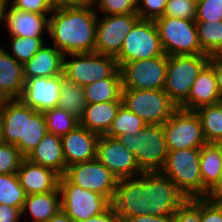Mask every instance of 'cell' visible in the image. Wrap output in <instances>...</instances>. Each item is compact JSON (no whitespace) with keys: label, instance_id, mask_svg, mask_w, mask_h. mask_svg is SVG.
Listing matches in <instances>:
<instances>
[{"label":"cell","instance_id":"1","mask_svg":"<svg viewBox=\"0 0 222 222\" xmlns=\"http://www.w3.org/2000/svg\"><path fill=\"white\" fill-rule=\"evenodd\" d=\"M97 18L92 4L54 8L49 16V39L64 55L94 52Z\"/></svg>","mask_w":222,"mask_h":222},{"label":"cell","instance_id":"2","mask_svg":"<svg viewBox=\"0 0 222 222\" xmlns=\"http://www.w3.org/2000/svg\"><path fill=\"white\" fill-rule=\"evenodd\" d=\"M1 142L15 145L26 156L47 132L43 112L27 106L20 98L4 99Z\"/></svg>","mask_w":222,"mask_h":222},{"label":"cell","instance_id":"3","mask_svg":"<svg viewBox=\"0 0 222 222\" xmlns=\"http://www.w3.org/2000/svg\"><path fill=\"white\" fill-rule=\"evenodd\" d=\"M200 148L168 150L160 172L169 178L187 197L204 198L208 189L200 175Z\"/></svg>","mask_w":222,"mask_h":222},{"label":"cell","instance_id":"4","mask_svg":"<svg viewBox=\"0 0 222 222\" xmlns=\"http://www.w3.org/2000/svg\"><path fill=\"white\" fill-rule=\"evenodd\" d=\"M135 156L139 168L143 172L160 171L168 154L162 125H146L134 134L117 137Z\"/></svg>","mask_w":222,"mask_h":222},{"label":"cell","instance_id":"5","mask_svg":"<svg viewBox=\"0 0 222 222\" xmlns=\"http://www.w3.org/2000/svg\"><path fill=\"white\" fill-rule=\"evenodd\" d=\"M154 22L165 55L205 54L198 40L197 25L194 20L161 16Z\"/></svg>","mask_w":222,"mask_h":222},{"label":"cell","instance_id":"6","mask_svg":"<svg viewBox=\"0 0 222 222\" xmlns=\"http://www.w3.org/2000/svg\"><path fill=\"white\" fill-rule=\"evenodd\" d=\"M210 57L208 54L167 56L163 90L178 107L188 98L194 81Z\"/></svg>","mask_w":222,"mask_h":222},{"label":"cell","instance_id":"7","mask_svg":"<svg viewBox=\"0 0 222 222\" xmlns=\"http://www.w3.org/2000/svg\"><path fill=\"white\" fill-rule=\"evenodd\" d=\"M63 74L83 87L108 77H121L115 57L98 52L64 55Z\"/></svg>","mask_w":222,"mask_h":222},{"label":"cell","instance_id":"8","mask_svg":"<svg viewBox=\"0 0 222 222\" xmlns=\"http://www.w3.org/2000/svg\"><path fill=\"white\" fill-rule=\"evenodd\" d=\"M122 104L147 125H163L178 106L161 90L122 89Z\"/></svg>","mask_w":222,"mask_h":222},{"label":"cell","instance_id":"9","mask_svg":"<svg viewBox=\"0 0 222 222\" xmlns=\"http://www.w3.org/2000/svg\"><path fill=\"white\" fill-rule=\"evenodd\" d=\"M59 190L61 210L74 222H83L104 213L111 202L103 195L82 189L71 183L64 175L60 176Z\"/></svg>","mask_w":222,"mask_h":222},{"label":"cell","instance_id":"10","mask_svg":"<svg viewBox=\"0 0 222 222\" xmlns=\"http://www.w3.org/2000/svg\"><path fill=\"white\" fill-rule=\"evenodd\" d=\"M163 54L154 20L139 19L126 35L122 48L115 59L120 67L125 63L154 58Z\"/></svg>","mask_w":222,"mask_h":222},{"label":"cell","instance_id":"11","mask_svg":"<svg viewBox=\"0 0 222 222\" xmlns=\"http://www.w3.org/2000/svg\"><path fill=\"white\" fill-rule=\"evenodd\" d=\"M149 172L118 179L111 208L120 218L149 215Z\"/></svg>","mask_w":222,"mask_h":222},{"label":"cell","instance_id":"12","mask_svg":"<svg viewBox=\"0 0 222 222\" xmlns=\"http://www.w3.org/2000/svg\"><path fill=\"white\" fill-rule=\"evenodd\" d=\"M162 127L167 150L201 148L207 143L195 111L178 108Z\"/></svg>","mask_w":222,"mask_h":222},{"label":"cell","instance_id":"13","mask_svg":"<svg viewBox=\"0 0 222 222\" xmlns=\"http://www.w3.org/2000/svg\"><path fill=\"white\" fill-rule=\"evenodd\" d=\"M123 89H164L167 71V55L125 63L119 67Z\"/></svg>","mask_w":222,"mask_h":222},{"label":"cell","instance_id":"14","mask_svg":"<svg viewBox=\"0 0 222 222\" xmlns=\"http://www.w3.org/2000/svg\"><path fill=\"white\" fill-rule=\"evenodd\" d=\"M71 183L82 189L113 199L118 178L97 159L73 164L63 174Z\"/></svg>","mask_w":222,"mask_h":222},{"label":"cell","instance_id":"15","mask_svg":"<svg viewBox=\"0 0 222 222\" xmlns=\"http://www.w3.org/2000/svg\"><path fill=\"white\" fill-rule=\"evenodd\" d=\"M140 19L137 13L98 15L95 34V50L104 55L116 57L126 35Z\"/></svg>","mask_w":222,"mask_h":222},{"label":"cell","instance_id":"16","mask_svg":"<svg viewBox=\"0 0 222 222\" xmlns=\"http://www.w3.org/2000/svg\"><path fill=\"white\" fill-rule=\"evenodd\" d=\"M96 159L118 179L135 178L143 173L135 156L118 138L101 135L97 143Z\"/></svg>","mask_w":222,"mask_h":222},{"label":"cell","instance_id":"17","mask_svg":"<svg viewBox=\"0 0 222 222\" xmlns=\"http://www.w3.org/2000/svg\"><path fill=\"white\" fill-rule=\"evenodd\" d=\"M149 215L173 216L187 197L160 171L149 172Z\"/></svg>","mask_w":222,"mask_h":222},{"label":"cell","instance_id":"18","mask_svg":"<svg viewBox=\"0 0 222 222\" xmlns=\"http://www.w3.org/2000/svg\"><path fill=\"white\" fill-rule=\"evenodd\" d=\"M62 86V74L53 77H33L25 80L20 99L37 112L57 107Z\"/></svg>","mask_w":222,"mask_h":222},{"label":"cell","instance_id":"19","mask_svg":"<svg viewBox=\"0 0 222 222\" xmlns=\"http://www.w3.org/2000/svg\"><path fill=\"white\" fill-rule=\"evenodd\" d=\"M50 14L22 11L6 3L3 25L9 36L44 37L46 39L43 34H48Z\"/></svg>","mask_w":222,"mask_h":222},{"label":"cell","instance_id":"20","mask_svg":"<svg viewBox=\"0 0 222 222\" xmlns=\"http://www.w3.org/2000/svg\"><path fill=\"white\" fill-rule=\"evenodd\" d=\"M99 135L80 124L61 137L66 167L96 159Z\"/></svg>","mask_w":222,"mask_h":222},{"label":"cell","instance_id":"21","mask_svg":"<svg viewBox=\"0 0 222 222\" xmlns=\"http://www.w3.org/2000/svg\"><path fill=\"white\" fill-rule=\"evenodd\" d=\"M17 175L26 195L47 193L59 187L58 173L26 158L22 160Z\"/></svg>","mask_w":222,"mask_h":222},{"label":"cell","instance_id":"22","mask_svg":"<svg viewBox=\"0 0 222 222\" xmlns=\"http://www.w3.org/2000/svg\"><path fill=\"white\" fill-rule=\"evenodd\" d=\"M221 101L214 70L207 64L194 81L188 98L178 108L195 111L199 107Z\"/></svg>","mask_w":222,"mask_h":222},{"label":"cell","instance_id":"23","mask_svg":"<svg viewBox=\"0 0 222 222\" xmlns=\"http://www.w3.org/2000/svg\"><path fill=\"white\" fill-rule=\"evenodd\" d=\"M64 54L47 42L23 64L25 80L33 77H53L63 74Z\"/></svg>","mask_w":222,"mask_h":222},{"label":"cell","instance_id":"24","mask_svg":"<svg viewBox=\"0 0 222 222\" xmlns=\"http://www.w3.org/2000/svg\"><path fill=\"white\" fill-rule=\"evenodd\" d=\"M25 85L23 64L0 47V98L18 99Z\"/></svg>","mask_w":222,"mask_h":222},{"label":"cell","instance_id":"25","mask_svg":"<svg viewBox=\"0 0 222 222\" xmlns=\"http://www.w3.org/2000/svg\"><path fill=\"white\" fill-rule=\"evenodd\" d=\"M30 162L52 169L60 176L66 171L60 136L46 132L38 145L26 156Z\"/></svg>","mask_w":222,"mask_h":222},{"label":"cell","instance_id":"26","mask_svg":"<svg viewBox=\"0 0 222 222\" xmlns=\"http://www.w3.org/2000/svg\"><path fill=\"white\" fill-rule=\"evenodd\" d=\"M121 104L122 101L87 103L80 125L99 136L106 135Z\"/></svg>","mask_w":222,"mask_h":222},{"label":"cell","instance_id":"27","mask_svg":"<svg viewBox=\"0 0 222 222\" xmlns=\"http://www.w3.org/2000/svg\"><path fill=\"white\" fill-rule=\"evenodd\" d=\"M61 210V196L59 187L47 193L27 195L21 210L28 212L31 222H46Z\"/></svg>","mask_w":222,"mask_h":222},{"label":"cell","instance_id":"28","mask_svg":"<svg viewBox=\"0 0 222 222\" xmlns=\"http://www.w3.org/2000/svg\"><path fill=\"white\" fill-rule=\"evenodd\" d=\"M222 161V143H206L200 148V175L209 190L218 180Z\"/></svg>","mask_w":222,"mask_h":222},{"label":"cell","instance_id":"29","mask_svg":"<svg viewBox=\"0 0 222 222\" xmlns=\"http://www.w3.org/2000/svg\"><path fill=\"white\" fill-rule=\"evenodd\" d=\"M86 104L84 87L62 74V86L57 107L64 109L80 121L83 118Z\"/></svg>","mask_w":222,"mask_h":222},{"label":"cell","instance_id":"30","mask_svg":"<svg viewBox=\"0 0 222 222\" xmlns=\"http://www.w3.org/2000/svg\"><path fill=\"white\" fill-rule=\"evenodd\" d=\"M122 78L108 77L84 87L86 103L122 101Z\"/></svg>","mask_w":222,"mask_h":222},{"label":"cell","instance_id":"31","mask_svg":"<svg viewBox=\"0 0 222 222\" xmlns=\"http://www.w3.org/2000/svg\"><path fill=\"white\" fill-rule=\"evenodd\" d=\"M207 143H222V101L195 110Z\"/></svg>","mask_w":222,"mask_h":222},{"label":"cell","instance_id":"32","mask_svg":"<svg viewBox=\"0 0 222 222\" xmlns=\"http://www.w3.org/2000/svg\"><path fill=\"white\" fill-rule=\"evenodd\" d=\"M202 51L216 56L222 50V21H195Z\"/></svg>","mask_w":222,"mask_h":222},{"label":"cell","instance_id":"33","mask_svg":"<svg viewBox=\"0 0 222 222\" xmlns=\"http://www.w3.org/2000/svg\"><path fill=\"white\" fill-rule=\"evenodd\" d=\"M147 124L136 114L131 112L125 105L121 104L112 126L106 134L117 138L124 134H134L142 130Z\"/></svg>","mask_w":222,"mask_h":222},{"label":"cell","instance_id":"34","mask_svg":"<svg viewBox=\"0 0 222 222\" xmlns=\"http://www.w3.org/2000/svg\"><path fill=\"white\" fill-rule=\"evenodd\" d=\"M26 196L17 173L0 174V204L22 210Z\"/></svg>","mask_w":222,"mask_h":222},{"label":"cell","instance_id":"35","mask_svg":"<svg viewBox=\"0 0 222 222\" xmlns=\"http://www.w3.org/2000/svg\"><path fill=\"white\" fill-rule=\"evenodd\" d=\"M43 114L46 121L47 132L60 137L74 130L80 124L79 120L59 107L49 109L43 112Z\"/></svg>","mask_w":222,"mask_h":222},{"label":"cell","instance_id":"36","mask_svg":"<svg viewBox=\"0 0 222 222\" xmlns=\"http://www.w3.org/2000/svg\"><path fill=\"white\" fill-rule=\"evenodd\" d=\"M9 54L18 62L24 64L45 44L43 37L9 36Z\"/></svg>","mask_w":222,"mask_h":222},{"label":"cell","instance_id":"37","mask_svg":"<svg viewBox=\"0 0 222 222\" xmlns=\"http://www.w3.org/2000/svg\"><path fill=\"white\" fill-rule=\"evenodd\" d=\"M92 5L98 15L129 14L137 13L138 0H93Z\"/></svg>","mask_w":222,"mask_h":222},{"label":"cell","instance_id":"38","mask_svg":"<svg viewBox=\"0 0 222 222\" xmlns=\"http://www.w3.org/2000/svg\"><path fill=\"white\" fill-rule=\"evenodd\" d=\"M24 158L15 145L0 142V174L17 173Z\"/></svg>","mask_w":222,"mask_h":222},{"label":"cell","instance_id":"39","mask_svg":"<svg viewBox=\"0 0 222 222\" xmlns=\"http://www.w3.org/2000/svg\"><path fill=\"white\" fill-rule=\"evenodd\" d=\"M163 16L195 21L196 5L189 0H168Z\"/></svg>","mask_w":222,"mask_h":222},{"label":"cell","instance_id":"40","mask_svg":"<svg viewBox=\"0 0 222 222\" xmlns=\"http://www.w3.org/2000/svg\"><path fill=\"white\" fill-rule=\"evenodd\" d=\"M172 222H201V198L187 199L173 215Z\"/></svg>","mask_w":222,"mask_h":222},{"label":"cell","instance_id":"41","mask_svg":"<svg viewBox=\"0 0 222 222\" xmlns=\"http://www.w3.org/2000/svg\"><path fill=\"white\" fill-rule=\"evenodd\" d=\"M222 21V0H201L196 5L195 21Z\"/></svg>","mask_w":222,"mask_h":222},{"label":"cell","instance_id":"42","mask_svg":"<svg viewBox=\"0 0 222 222\" xmlns=\"http://www.w3.org/2000/svg\"><path fill=\"white\" fill-rule=\"evenodd\" d=\"M168 0H138L137 14L140 19L155 20L164 15Z\"/></svg>","mask_w":222,"mask_h":222},{"label":"cell","instance_id":"43","mask_svg":"<svg viewBox=\"0 0 222 222\" xmlns=\"http://www.w3.org/2000/svg\"><path fill=\"white\" fill-rule=\"evenodd\" d=\"M7 3L15 9L32 13H52L54 9L51 0H7Z\"/></svg>","mask_w":222,"mask_h":222},{"label":"cell","instance_id":"44","mask_svg":"<svg viewBox=\"0 0 222 222\" xmlns=\"http://www.w3.org/2000/svg\"><path fill=\"white\" fill-rule=\"evenodd\" d=\"M201 222H222V202L201 198Z\"/></svg>","mask_w":222,"mask_h":222},{"label":"cell","instance_id":"45","mask_svg":"<svg viewBox=\"0 0 222 222\" xmlns=\"http://www.w3.org/2000/svg\"><path fill=\"white\" fill-rule=\"evenodd\" d=\"M21 217L20 208L0 204V222H20Z\"/></svg>","mask_w":222,"mask_h":222},{"label":"cell","instance_id":"46","mask_svg":"<svg viewBox=\"0 0 222 222\" xmlns=\"http://www.w3.org/2000/svg\"><path fill=\"white\" fill-rule=\"evenodd\" d=\"M221 167H222V161H221ZM204 198L212 202H222V172L220 173L218 180L208 190Z\"/></svg>","mask_w":222,"mask_h":222},{"label":"cell","instance_id":"47","mask_svg":"<svg viewBox=\"0 0 222 222\" xmlns=\"http://www.w3.org/2000/svg\"><path fill=\"white\" fill-rule=\"evenodd\" d=\"M208 65L214 70L218 91L222 99V62L216 56H211Z\"/></svg>","mask_w":222,"mask_h":222},{"label":"cell","instance_id":"48","mask_svg":"<svg viewBox=\"0 0 222 222\" xmlns=\"http://www.w3.org/2000/svg\"><path fill=\"white\" fill-rule=\"evenodd\" d=\"M122 222H172L173 216H135L130 218H121Z\"/></svg>","mask_w":222,"mask_h":222},{"label":"cell","instance_id":"49","mask_svg":"<svg viewBox=\"0 0 222 222\" xmlns=\"http://www.w3.org/2000/svg\"><path fill=\"white\" fill-rule=\"evenodd\" d=\"M83 222H122V220L110 206L104 213Z\"/></svg>","mask_w":222,"mask_h":222},{"label":"cell","instance_id":"50","mask_svg":"<svg viewBox=\"0 0 222 222\" xmlns=\"http://www.w3.org/2000/svg\"><path fill=\"white\" fill-rule=\"evenodd\" d=\"M54 8L87 6L93 4V0H51Z\"/></svg>","mask_w":222,"mask_h":222},{"label":"cell","instance_id":"51","mask_svg":"<svg viewBox=\"0 0 222 222\" xmlns=\"http://www.w3.org/2000/svg\"><path fill=\"white\" fill-rule=\"evenodd\" d=\"M46 222H74V221H72L66 213L60 210L56 215L52 216Z\"/></svg>","mask_w":222,"mask_h":222},{"label":"cell","instance_id":"52","mask_svg":"<svg viewBox=\"0 0 222 222\" xmlns=\"http://www.w3.org/2000/svg\"><path fill=\"white\" fill-rule=\"evenodd\" d=\"M3 111H4V99L0 98V142H1V138H2Z\"/></svg>","mask_w":222,"mask_h":222},{"label":"cell","instance_id":"53","mask_svg":"<svg viewBox=\"0 0 222 222\" xmlns=\"http://www.w3.org/2000/svg\"><path fill=\"white\" fill-rule=\"evenodd\" d=\"M7 3V0H0V23H2L4 18V9L5 5Z\"/></svg>","mask_w":222,"mask_h":222},{"label":"cell","instance_id":"54","mask_svg":"<svg viewBox=\"0 0 222 222\" xmlns=\"http://www.w3.org/2000/svg\"><path fill=\"white\" fill-rule=\"evenodd\" d=\"M216 57L222 62V50L216 55Z\"/></svg>","mask_w":222,"mask_h":222},{"label":"cell","instance_id":"55","mask_svg":"<svg viewBox=\"0 0 222 222\" xmlns=\"http://www.w3.org/2000/svg\"><path fill=\"white\" fill-rule=\"evenodd\" d=\"M189 1L197 5L201 0H189Z\"/></svg>","mask_w":222,"mask_h":222}]
</instances>
